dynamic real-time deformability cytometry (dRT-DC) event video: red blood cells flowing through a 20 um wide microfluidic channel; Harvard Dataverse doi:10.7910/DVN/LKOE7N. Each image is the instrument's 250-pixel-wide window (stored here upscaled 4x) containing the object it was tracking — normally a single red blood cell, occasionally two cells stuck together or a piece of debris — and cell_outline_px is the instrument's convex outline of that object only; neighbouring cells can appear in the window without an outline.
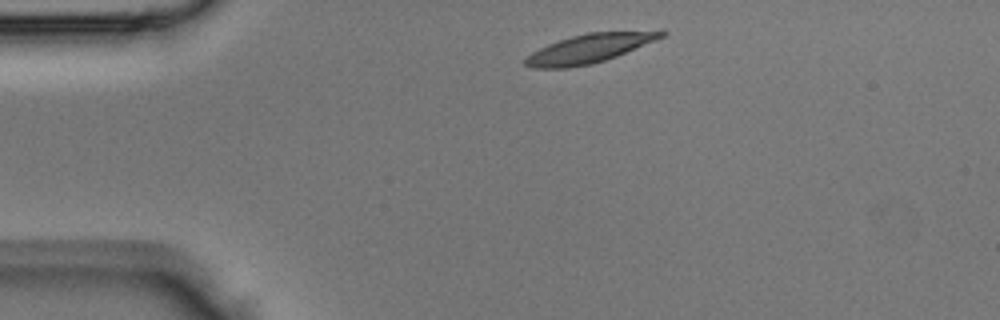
{"species": "Egyptian fruit bat (a non-hibernating species)", "species_latin": "Rousettus aegyptiacus", "temperature_condition": "room temperature", "stored_images_in_passage": 2, "segment_of_instrument_passage": [1, 2], "camera_frame_rate_fps": 3000, "um_per_image_px": 0.085, "animal": {"sex": "male"}, "frame": {"image": 1, "passage_image": 1, "time_ms": 0.0, "image_size_px": [1000, 320], "cell_outline_px": [[668, 32], [664, 36], [656, 40], [616, 56], [592, 64], [568, 68], [532, 68], [524, 64], [524, 60], [532, 52], [548, 44], [572, 36], [588, 32]], "centroid_in_image_um": [50.0, 4.15], "position_along_channel_um": 35.0, "area_um2": 22.25}}